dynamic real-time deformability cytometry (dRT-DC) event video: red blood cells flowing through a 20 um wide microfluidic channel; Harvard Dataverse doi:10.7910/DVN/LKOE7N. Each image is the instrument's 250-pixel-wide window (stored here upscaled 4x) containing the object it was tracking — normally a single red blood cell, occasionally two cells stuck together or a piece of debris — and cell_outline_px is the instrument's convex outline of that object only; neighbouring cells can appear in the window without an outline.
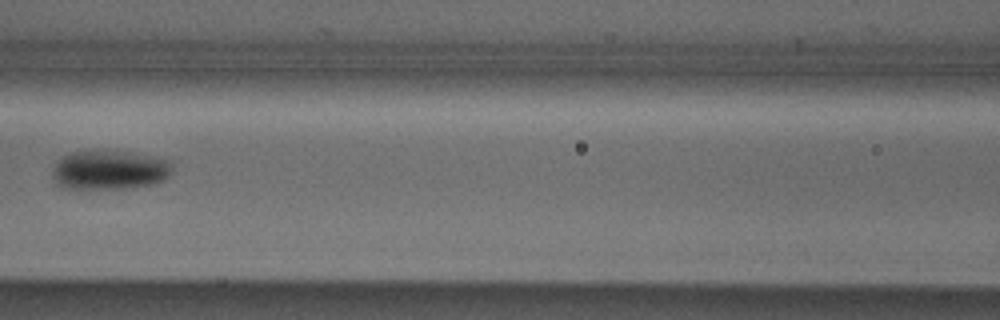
{"species": "Egyptian fruit bat (a non-hibernating species)", "species_latin": "Rousettus aegyptiacus", "temperature_condition": "cold", "stored_images_in_passage": 4, "camera_frame_rate_fps": 3000, "um_per_image_px": 0.085, "animal": {"sex": "male"}, "frame": {"image": 1, "passage_image": 4, "time_ms": 4.333, "image_size_px": [1000, 320], "cell_outline_px": [[172, 172], [164, 180], [152, 184], [128, 188], [60, 188], [56, 184], [52, 176], [52, 172], [56, 164], [64, 156], [72, 152], [136, 152], [172, 160]], "centroid_in_image_um": [9.36, 14.46], "position_along_channel_um": 157.2, "area_um2": 27.28}}